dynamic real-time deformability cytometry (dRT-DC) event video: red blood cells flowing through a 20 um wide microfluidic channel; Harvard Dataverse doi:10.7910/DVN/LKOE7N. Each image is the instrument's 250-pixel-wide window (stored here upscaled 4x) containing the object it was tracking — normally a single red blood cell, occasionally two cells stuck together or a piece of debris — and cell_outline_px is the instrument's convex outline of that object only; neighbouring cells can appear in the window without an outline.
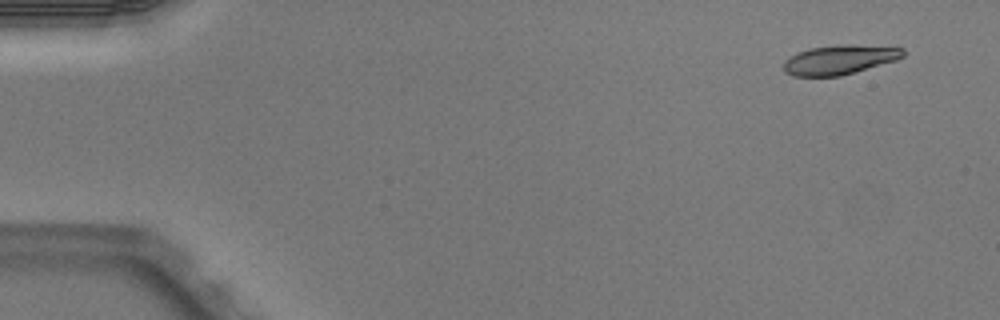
{"species": "Egyptian fruit bat (a non-hibernating species)", "species_latin": "Rousettus aegyptiacus", "temperature_condition": "warm", "stored_images_in_passage": 4, "camera_frame_rate_fps": 3000, "um_per_image_px": 0.085, "animal": {"sex": "male"}, "frame": {"image": 1, "passage_image": 1, "time_ms": 0.0, "image_size_px": [1000, 320], "cell_outline_px": [[904, 56], [896, 60], [840, 76], [792, 76], [784, 72], [784, 60], [796, 52], [808, 48], [836, 44], [856, 44], [904, 48]], "centroid_in_image_um": [71.33, 5.06], "position_along_channel_um": 13.7, "area_um2": 20.69}}
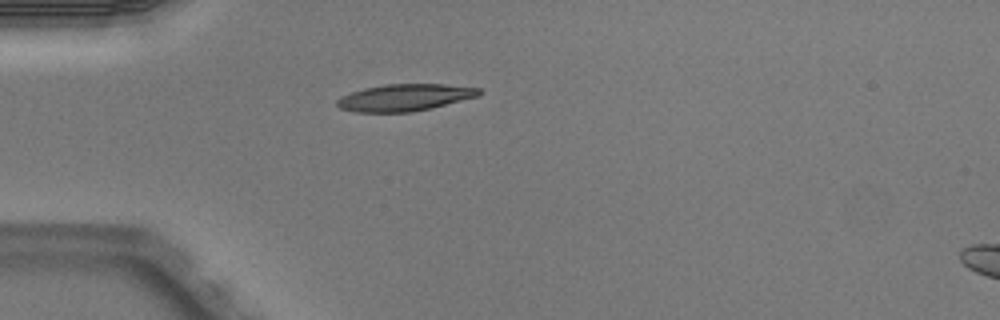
{"frame": {"image": 2, "passage_image": 4, "time_ms": 1.0, "image_size_px": [1000, 320], "cell_outline_px": [[480, 96], [432, 108], [412, 112], [356, 112], [340, 108], [336, 104], [336, 100], [352, 92], [364, 88], [384, 84], [444, 84], [480, 88]], "centroid_in_image_um": [34.43, 8.29], "position_along_channel_um": 50.6, "area_um2": 22.25}}